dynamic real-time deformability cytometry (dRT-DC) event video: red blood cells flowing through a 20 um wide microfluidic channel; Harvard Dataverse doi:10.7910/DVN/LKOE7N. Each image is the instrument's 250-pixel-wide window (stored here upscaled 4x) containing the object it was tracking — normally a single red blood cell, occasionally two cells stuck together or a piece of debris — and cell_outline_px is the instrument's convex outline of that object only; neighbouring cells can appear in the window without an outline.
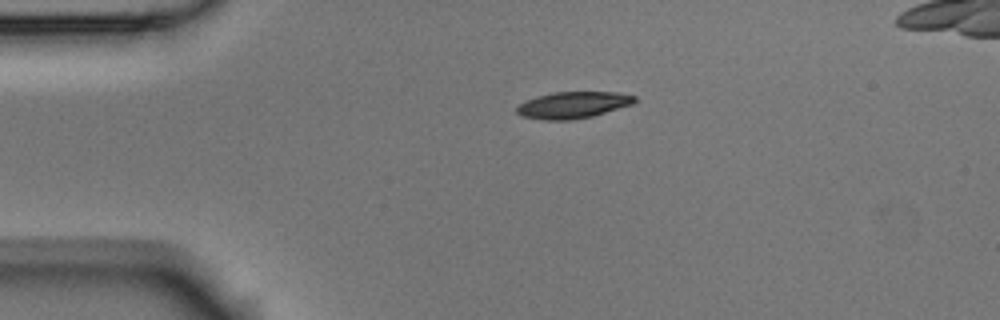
{"species": "Egyptian fruit bat (a non-hibernating species)", "species_latin": "Rousettus aegyptiacus", "temperature_condition": "room temperature", "stored_images_in_passage": 2, "camera_frame_rate_fps": 3000, "um_per_image_px": 0.085, "animal": {"sex": "male"}, "frame": {"image": 1, "passage_image": 1, "time_ms": 0.0, "image_size_px": [1000, 320], "cell_outline_px": [[636, 100], [632, 104], [592, 116], [572, 120], [544, 120], [524, 116], [516, 112], [516, 108], [524, 100], [536, 96], [552, 92], [616, 92], [636, 96]], "centroid_in_image_um": [48.68, 8.92], "position_along_channel_um": 36.3, "area_um2": 18.21}}